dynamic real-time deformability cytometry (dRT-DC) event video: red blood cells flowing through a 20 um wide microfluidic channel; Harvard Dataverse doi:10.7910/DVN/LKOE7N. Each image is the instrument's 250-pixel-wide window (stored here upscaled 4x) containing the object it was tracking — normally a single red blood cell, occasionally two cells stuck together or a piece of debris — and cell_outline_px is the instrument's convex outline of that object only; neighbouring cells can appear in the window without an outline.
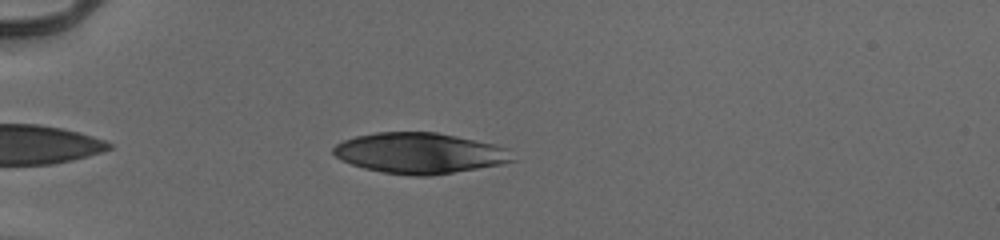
{"species": "human", "species_latin": "Homo sapiens", "temperature_condition": "cold", "stored_images_in_passage": 37, "camera_frame_rate_fps": 3000, "um_per_image_px": 0.085, "donor": {"sex": "male"}, "frame": {"image": 1, "passage_image": 4, "time_ms": 1.0, "image_size_px": [1000, 240], "cell_outline_px": [[516, 160], [504, 164], [432, 176], [412, 176], [384, 172], [364, 168], [340, 160], [332, 152], [332, 148], [336, 144], [344, 140], [356, 136], [376, 132], [436, 132], [496, 144], [508, 148]], "centroid_in_image_um": [35.7, 13.02], "position_along_channel_um": 49.3, "area_um2": 42.77}}
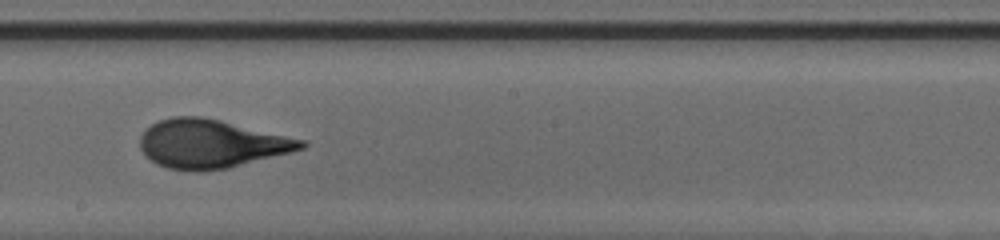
{"frame": {"image": 2, "passage_image": 20, "time_ms": 6.333, "image_size_px": [1000, 240], "cell_outline_px": [[308, 144], [304, 148], [292, 152], [228, 168], [200, 172], [192, 172], [168, 168], [156, 164], [140, 148], [140, 136], [144, 128], [160, 120], [172, 116], [204, 116], [308, 140]], "centroid_in_image_um": [17.98, 12.22], "position_along_channel_um": 230.2, "area_um2": 46.07}}
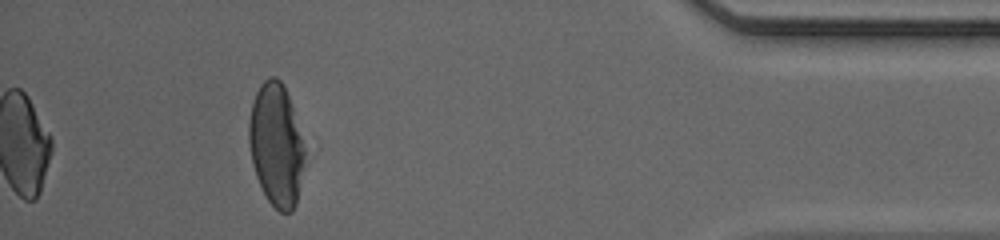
{"frame": {"image": 3, "passage_image": 37, "time_ms": 12.0, "image_size_px": [1000, 240], "cell_outline_px": [[304, 156], [296, 204], [292, 212], [280, 212], [268, 200], [256, 176], [252, 164], [248, 140], [248, 124], [252, 104], [256, 92], [260, 84], [268, 76], [276, 76], [280, 80], [288, 96], [292, 108], [304, 148]], "centroid_in_image_um": [23.44, 12.3], "position_along_channel_um": 411.8, "area_um2": 39.19}, "authors_computed_cell_mechanics": {"area_um2": 44.1014, "velocity_mm_per_s": 3.9708, "shape_relaxation_time_tau1_ms": 3.8937, "shape_relaxation_time_tau2_ms": 0.8053, "deformation_change_tau1": 0.1786, "deformation_change_tau2": 0.0662}}